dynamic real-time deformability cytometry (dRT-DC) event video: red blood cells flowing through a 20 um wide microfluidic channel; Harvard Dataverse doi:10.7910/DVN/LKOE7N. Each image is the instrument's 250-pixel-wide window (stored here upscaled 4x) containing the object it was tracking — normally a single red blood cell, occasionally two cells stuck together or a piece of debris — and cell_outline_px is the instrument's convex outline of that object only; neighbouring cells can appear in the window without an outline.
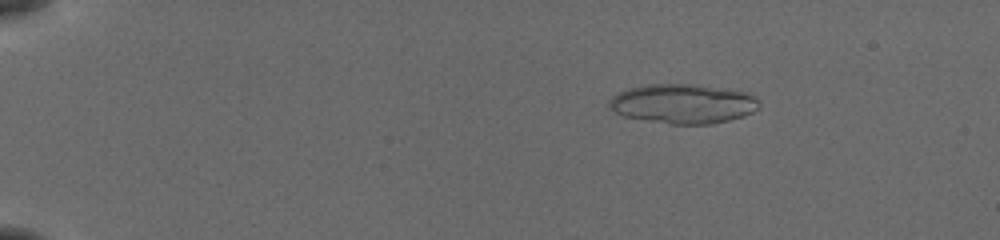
{"species": "common noctule bat (a hibernating species)", "species_latin": "Nyctalus noctula", "temperature_condition": "cold", "stored_images_in_passage": 56, "segment_of_instrument_passage": [1, 2], "camera_frame_rate_fps": 3000, "um_per_image_px": 0.085, "animal": {"sex": "female", "body_mass_g": 19.5, "forearm_length_mm": 54.1}, "frame": {"image": 1, "passage_image": 10, "time_ms": 3.0, "image_size_px": [1000, 240], "cell_outline_px": [[760, 104], [752, 112], [744, 116], [728, 120], [708, 124], [672, 124], [624, 116], [608, 108], [608, 104], [612, 96], [628, 88], [648, 84], [696, 84], [744, 92], [756, 96]], "centroid_in_image_um": [58.04, 8.81], "position_along_channel_um": 27.0, "area_um2": 34.28}}